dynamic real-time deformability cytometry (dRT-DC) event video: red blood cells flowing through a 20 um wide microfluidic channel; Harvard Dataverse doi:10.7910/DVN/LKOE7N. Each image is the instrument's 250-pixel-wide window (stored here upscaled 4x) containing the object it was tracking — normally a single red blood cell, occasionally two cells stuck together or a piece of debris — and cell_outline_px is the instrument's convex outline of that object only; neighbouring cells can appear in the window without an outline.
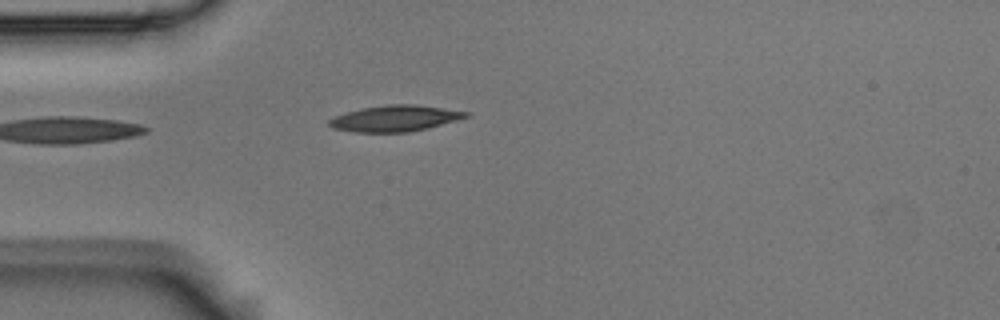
{"species": "Egyptian fruit bat (a non-hibernating species)", "species_latin": "Rousettus aegyptiacus", "temperature_condition": "room temperature", "stored_images_in_passage": 3, "camera_frame_rate_fps": 3000, "um_per_image_px": 0.085, "animal": {"sex": "male"}, "frame": {"image": 1, "passage_image": 3, "time_ms": 0.667, "image_size_px": [1000, 320], "cell_outline_px": [[472, 112], [468, 116], [456, 120], [428, 128], [408, 132], [356, 132], [332, 128], [328, 124], [328, 120], [336, 116], [348, 112], [364, 108], [388, 104], [412, 104]], "centroid_in_image_um": [33.58, 10.06], "position_along_channel_um": 51.4, "area_um2": 20.52}}